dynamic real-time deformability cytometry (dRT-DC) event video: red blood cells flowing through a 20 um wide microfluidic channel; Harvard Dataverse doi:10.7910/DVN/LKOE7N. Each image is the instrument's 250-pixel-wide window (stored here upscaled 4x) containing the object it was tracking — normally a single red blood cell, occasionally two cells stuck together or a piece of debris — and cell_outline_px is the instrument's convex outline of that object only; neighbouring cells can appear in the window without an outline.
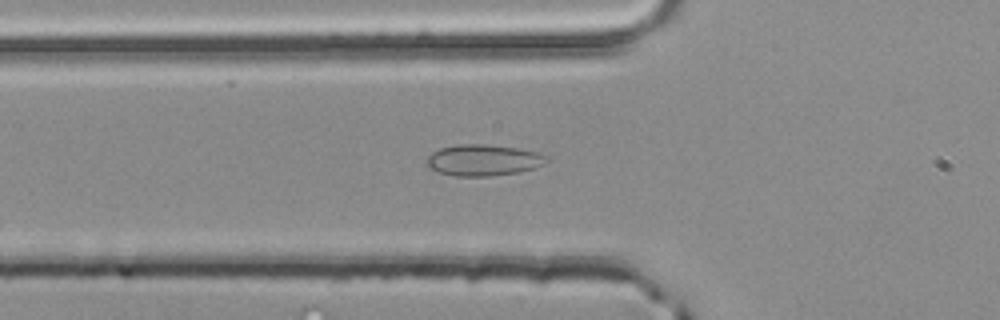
{"species": "common noctule bat (a hibernating species)", "species_latin": "Nyctalus noctula", "temperature_condition": "room temperature", "stored_images_in_passage": 50, "camera_frame_rate_fps": 3000, "um_per_image_px": 0.085, "animal": {"sex": "male", "body_mass_g": 20.4}, "frame": {"image": 1, "passage_image": 17, "time_ms": 5.333, "image_size_px": [1000, 320], "cell_outline_px": [[548, 160], [532, 168], [520, 172], [492, 176], [456, 176], [440, 172], [428, 168], [428, 156], [432, 152], [440, 148], [460, 144], [484, 144], [520, 148], [536, 152], [548, 156]], "centroid_in_image_um": [41.07, 13.61], "position_along_channel_um": 84.7, "area_um2": 21.68}}
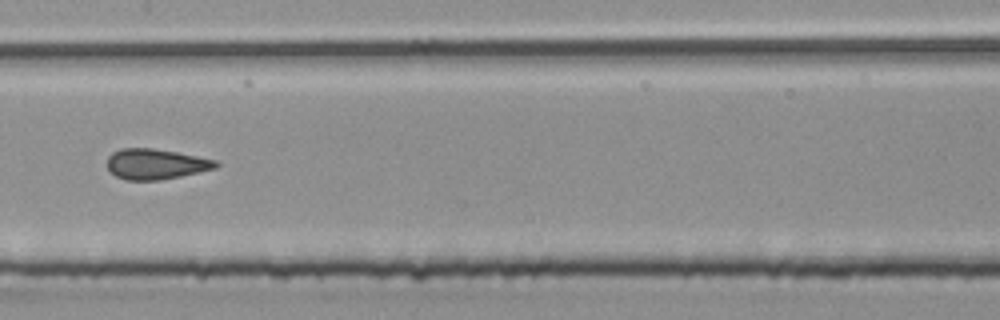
{"frame": {"image": 2, "passage_image": 25, "time_ms": 8.0, "image_size_px": [1000, 320], "cell_outline_px": [[220, 164], [216, 168], [200, 172], [160, 180], [128, 180], [116, 176], [108, 168], [108, 156], [112, 152], [120, 148], [152, 148], [176, 152], [216, 160]], "centroid_in_image_um": [13.24, 13.94], "position_along_channel_um": 194.2, "area_um2": 19.19}}
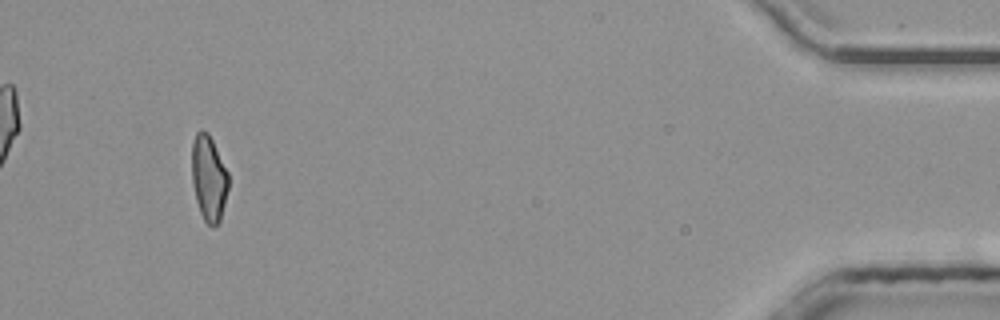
{"frame": {"image": 3, "passage_image": 47, "time_ms": 15.333, "image_size_px": [1000, 320], "cell_outline_px": [[228, 188], [220, 220], [212, 228], [204, 220], [200, 212], [196, 200], [192, 180], [192, 140], [196, 132], [200, 128], [208, 132], [228, 172]], "centroid_in_image_um": [17.73, 15.11], "position_along_channel_um": 417.5, "area_um2": 18.21}, "authors_computed_cell_mechanics": {"area_um2": 19.4208, "velocity_mm_per_s": 4.0747, "shape_relaxation_time_tau1_ms": null, "shape_relaxation_time_tau2_ms": 0.8988, "deformation_change_tau1": null, "deformation_change_tau2": 0.0787}}